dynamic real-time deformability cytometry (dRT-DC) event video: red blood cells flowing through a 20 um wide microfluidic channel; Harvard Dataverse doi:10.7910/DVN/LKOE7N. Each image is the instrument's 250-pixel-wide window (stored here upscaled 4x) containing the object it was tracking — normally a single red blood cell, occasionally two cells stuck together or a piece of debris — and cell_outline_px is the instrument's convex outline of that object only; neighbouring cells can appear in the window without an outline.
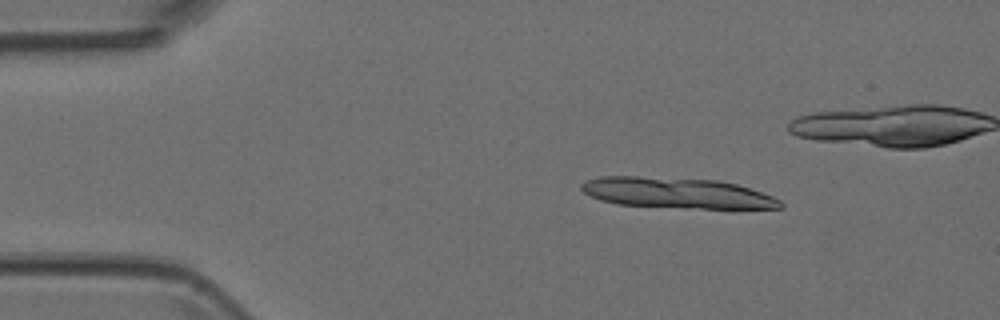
{"species": "Egyptian fruit bat (a non-hibernating species)", "species_latin": "Rousettus aegyptiacus", "temperature_condition": "room temperature", "stored_images_in_passage": 4, "camera_frame_rate_fps": 3000, "um_per_image_px": 0.085, "animal": {"sex": "female"}, "frame": {"image": 1, "passage_image": 2, "time_ms": 0.333, "image_size_px": [1000, 320], "cell_outline_px": [[784, 208], [684, 208], [616, 204], [600, 200], [584, 192], [580, 188], [580, 184], [584, 180], [600, 176], [636, 176], [716, 180], [736, 184], [772, 196], [780, 200], [784, 204]], "centroid_in_image_um": [57.48, 16.4], "position_along_channel_um": 27.5, "area_um2": 35.49}}